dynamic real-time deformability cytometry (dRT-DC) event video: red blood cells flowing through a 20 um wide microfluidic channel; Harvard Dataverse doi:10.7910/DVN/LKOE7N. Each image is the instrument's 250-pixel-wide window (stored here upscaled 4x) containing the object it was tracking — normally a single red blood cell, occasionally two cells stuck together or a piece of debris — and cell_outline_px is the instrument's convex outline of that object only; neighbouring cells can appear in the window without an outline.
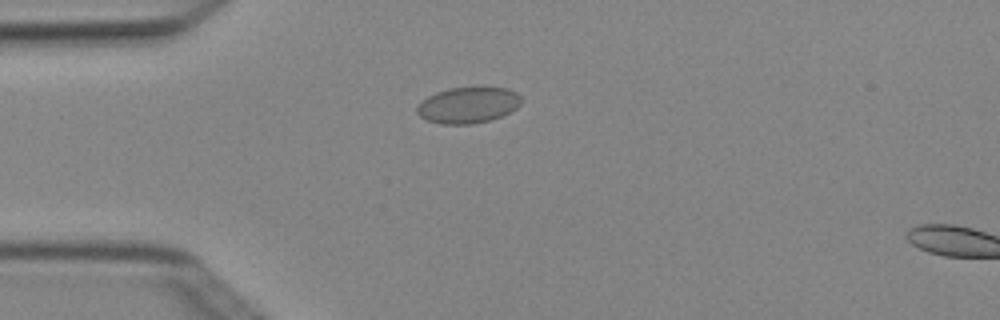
{"species": "Egyptian fruit bat (a non-hibernating species)", "species_latin": "Rousettus aegyptiacus", "temperature_condition": "cold", "stored_images_in_passage": 4, "camera_frame_rate_fps": 3000, "um_per_image_px": 0.085, "animal": {"sex": "female"}, "frame": {"image": 1, "passage_image": 4, "time_ms": 1.0, "image_size_px": [1000, 320], "cell_outline_px": [[520, 104], [516, 108], [492, 120], [472, 124], [440, 124], [428, 120], [420, 116], [416, 112], [416, 108], [428, 96], [436, 92], [448, 88], [480, 84], [508, 88], [516, 92], [520, 96]], "centroid_in_image_um": [39.81, 8.88], "position_along_channel_um": 45.2, "area_um2": 22.54}}